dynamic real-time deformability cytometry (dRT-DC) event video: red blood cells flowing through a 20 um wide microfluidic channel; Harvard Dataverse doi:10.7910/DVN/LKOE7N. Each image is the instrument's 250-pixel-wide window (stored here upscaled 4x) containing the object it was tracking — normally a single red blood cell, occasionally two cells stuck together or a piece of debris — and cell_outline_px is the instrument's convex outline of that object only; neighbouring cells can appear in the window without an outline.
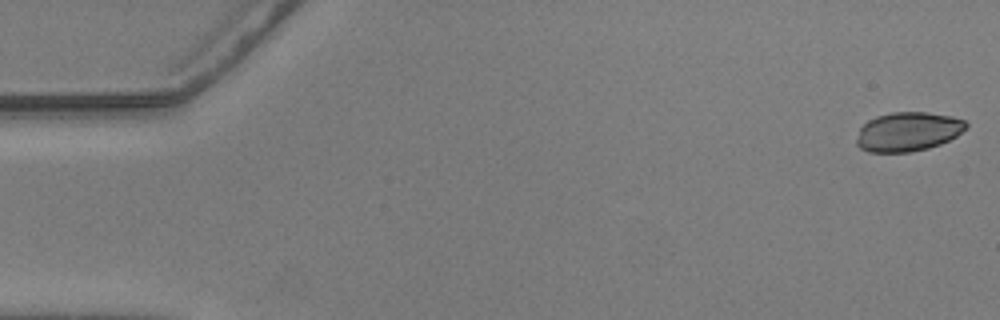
{"species": "common noctule bat (a hibernating species)", "species_latin": "Nyctalus noctula", "temperature_condition": "warm", "stored_images_in_passage": 56, "camera_frame_rate_fps": 3000, "um_per_image_px": 0.085, "animal": {"sex": "male", "body_mass_g": 20.5, "forearm_length_mm": 52.5}, "frame": {"image": 1, "passage_image": 1, "time_ms": 0.0, "image_size_px": [1000, 320], "cell_outline_px": [[968, 128], [956, 136], [940, 144], [928, 148], [912, 152], [868, 152], [860, 148], [856, 144], [856, 140], [860, 128], [868, 120], [876, 116], [892, 112], [928, 112], [952, 116], [964, 120], [968, 124]], "centroid_in_image_um": [77.18, 11.19], "position_along_channel_um": 7.8, "area_um2": 25.14}}
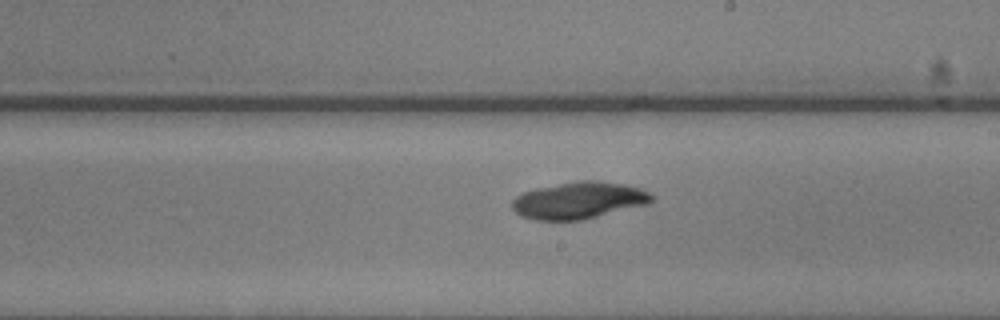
{"frame": {"image": 2, "passage_image": 32, "time_ms": 10.333, "image_size_px": [1000, 320], "cell_outline_px": [[652, 200], [648, 204], [580, 220], [532, 220], [520, 216], [512, 208], [512, 200], [516, 196], [524, 192], [536, 188], [580, 180], [588, 180], [624, 184], [640, 188], [648, 192], [652, 196]], "centroid_in_image_um": [49.16, 17.04], "position_along_channel_um": 239.8, "area_um2": 29.71}}
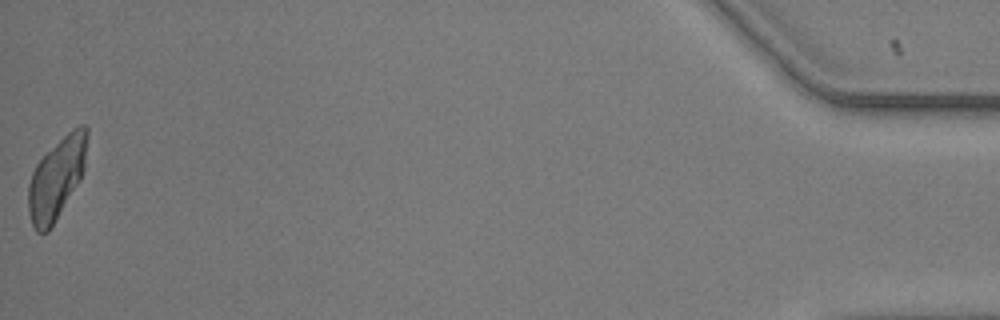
{"frame": {"image": 3, "passage_image": 56, "time_ms": 18.333, "image_size_px": [1000, 320], "cell_outline_px": [[88, 132], [84, 168], [80, 180], [48, 232], [36, 232], [32, 224], [28, 212], [28, 184], [32, 172], [36, 164], [72, 128], [80, 124], [84, 124], [88, 128]], "centroid_in_image_um": [4.81, 15.15], "position_along_channel_um": 430.4, "area_um2": 27.51}}